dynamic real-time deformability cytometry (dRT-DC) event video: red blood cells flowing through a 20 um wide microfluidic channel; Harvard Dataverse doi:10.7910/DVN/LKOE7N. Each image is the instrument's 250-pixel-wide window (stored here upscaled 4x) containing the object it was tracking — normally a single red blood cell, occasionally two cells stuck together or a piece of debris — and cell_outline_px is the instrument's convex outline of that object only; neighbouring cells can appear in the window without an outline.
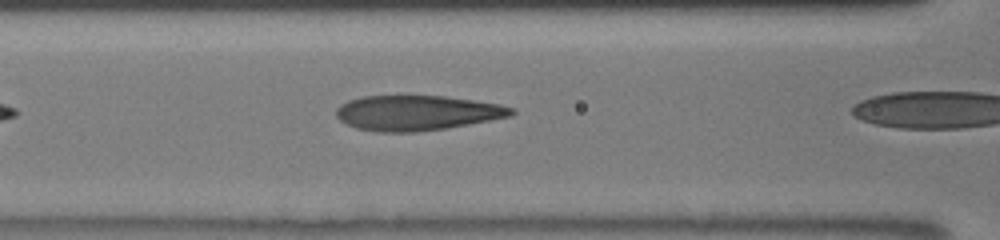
{"species": "human", "species_latin": "Homo sapiens", "temperature_condition": "room temperature", "stored_images_in_passage": 11, "camera_frame_rate_fps": 3000, "um_per_image_px": 0.085, "donor": {"sex": "male"}, "frame": {"image": 1, "passage_image": 7, "time_ms": 2.333, "image_size_px": [1000, 240], "cell_outline_px": [[516, 112], [512, 116], [444, 128], [416, 132], [376, 132], [356, 128], [344, 124], [336, 116], [336, 108], [340, 104], [348, 100], [364, 96], [444, 96], [500, 104], [512, 108]], "centroid_in_image_um": [35.39, 9.6], "position_along_channel_um": 131.2, "area_um2": 35.72}}
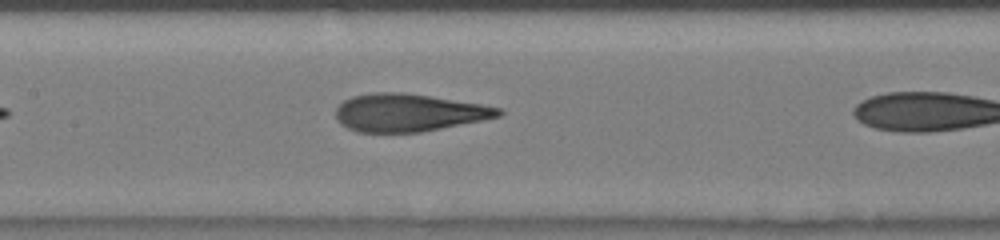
{"frame": {"image": 2, "passage_image": 10, "time_ms": 3.333, "image_size_px": [1000, 240], "cell_outline_px": [[504, 112], [500, 116], [484, 120], [420, 132], [356, 132], [340, 124], [336, 120], [336, 108], [344, 100], [352, 96], [372, 92], [404, 92], [480, 104], [500, 108]], "centroid_in_image_um": [34.7, 9.57], "position_along_channel_um": 172.7, "area_um2": 35.72}}